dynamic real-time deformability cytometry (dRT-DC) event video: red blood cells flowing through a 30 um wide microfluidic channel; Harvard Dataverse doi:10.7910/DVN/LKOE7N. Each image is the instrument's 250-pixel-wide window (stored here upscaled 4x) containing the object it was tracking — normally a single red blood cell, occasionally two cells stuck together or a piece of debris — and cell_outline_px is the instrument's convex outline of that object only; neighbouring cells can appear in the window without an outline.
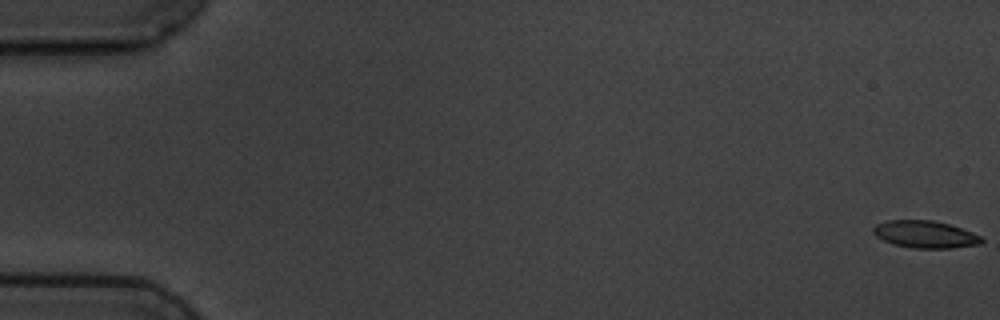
{"species": "common noctule bat (a hibernating species)", "species_latin": "Nyctalus noctula", "temperature_condition": "cold", "stored_images_in_passage": 4, "camera_frame_rate_fps": 3000, "um_per_image_px": 0.085, "animal": {"sex": "male", "body_mass_g": 19.5, "forearm_length_mm": 54.6}, "frame": {"image": 1, "passage_image": 1, "time_ms": 0.0, "image_size_px": [1000, 320], "cell_outline_px": [[984, 240], [980, 244], [952, 248], [912, 248], [892, 244], [876, 236], [872, 232], [872, 228], [876, 224], [888, 220], [932, 220], [948, 224], [972, 232], [980, 236]], "centroid_in_image_um": [78.61, 19.92], "position_along_channel_um": 6.4, "area_um2": 17.17}}